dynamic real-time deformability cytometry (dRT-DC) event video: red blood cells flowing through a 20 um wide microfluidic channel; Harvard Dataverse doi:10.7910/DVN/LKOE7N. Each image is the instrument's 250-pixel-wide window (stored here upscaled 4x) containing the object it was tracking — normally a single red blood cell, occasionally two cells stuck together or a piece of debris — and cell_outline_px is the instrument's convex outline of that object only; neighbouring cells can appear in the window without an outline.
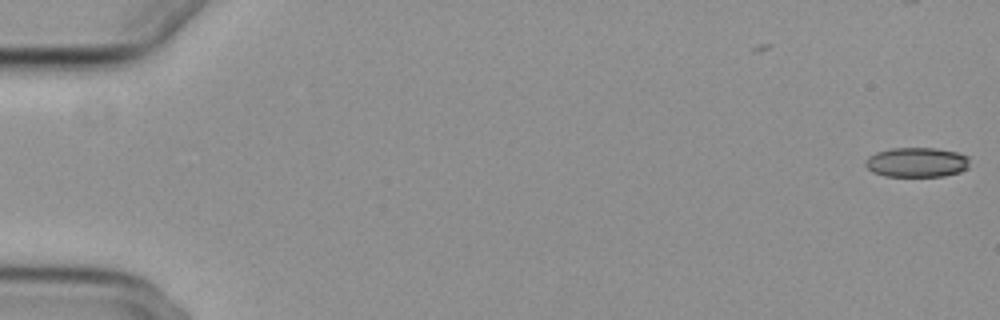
{"species": "common noctule bat (a hibernating species)", "species_latin": "Nyctalus noctula", "temperature_condition": "cold", "stored_images_in_passage": 45, "camera_frame_rate_fps": 3000, "um_per_image_px": 0.085, "animal": {"sex": "female", "body_mass_g": 29.2, "forearm_length_mm": 56.3}, "frame": {"image": 1, "passage_image": 1, "time_ms": 0.0, "image_size_px": [1000, 320], "cell_outline_px": [[968, 168], [960, 172], [944, 176], [884, 176], [872, 172], [864, 164], [864, 160], [868, 156], [876, 152], [892, 148], [936, 148], [956, 152], [968, 156]], "centroid_in_image_um": [77.9, 13.79], "position_along_channel_um": 7.1, "area_um2": 18.15}}
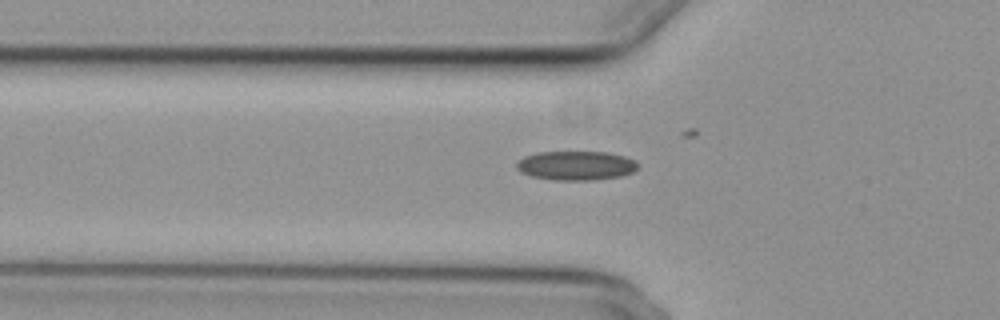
{"frame": {"image": 2, "passage_image": 20, "time_ms": 6.333, "image_size_px": [1000, 320], "cell_outline_px": [[636, 168], [632, 172], [620, 176], [592, 180], [552, 180], [532, 176], [520, 172], [516, 168], [516, 160], [524, 156], [536, 152], [608, 152], [624, 156], [636, 160]], "centroid_in_image_um": [48.9, 14.07], "position_along_channel_um": 76.9, "area_um2": 20.69}}
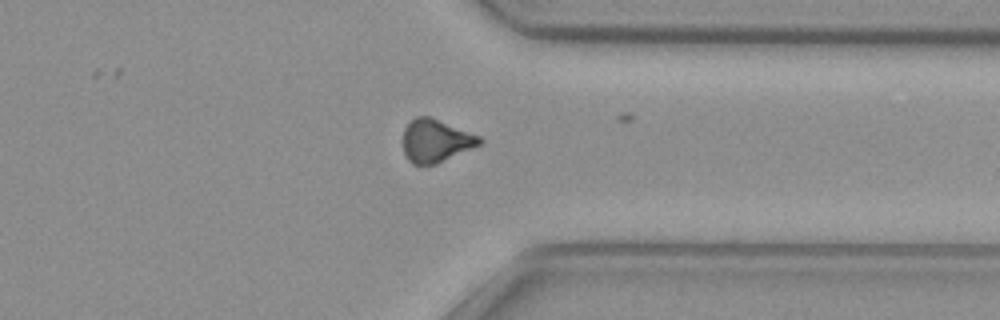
{"frame": {"image": 3, "passage_image": 44, "time_ms": 14.333, "image_size_px": [1000, 320], "cell_outline_px": [[484, 140], [480, 144], [472, 148], [436, 164], [412, 164], [408, 160], [404, 152], [404, 128], [416, 116], [432, 116], [480, 136]], "centroid_in_image_um": [37.05, 11.95], "position_along_channel_um": 374.4, "area_um2": 19.07}, "authors_computed_cell_mechanics": {"area_um2": 19.7676, "velocity_mm_per_s": 3.7352, "shape_relaxation_time_tau1_ms": null, "shape_relaxation_time_tau2_ms": 11.1925, "deformation_change_tau1": null, "deformation_change_tau2": 0.1778}}